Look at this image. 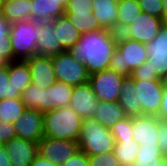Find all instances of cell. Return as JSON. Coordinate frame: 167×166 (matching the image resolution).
<instances>
[{
	"label": "cell",
	"mask_w": 167,
	"mask_h": 166,
	"mask_svg": "<svg viewBox=\"0 0 167 166\" xmlns=\"http://www.w3.org/2000/svg\"><path fill=\"white\" fill-rule=\"evenodd\" d=\"M43 116L45 137L78 142L83 118L70 106L53 109Z\"/></svg>",
	"instance_id": "7a4b0ae2"
},
{
	"label": "cell",
	"mask_w": 167,
	"mask_h": 166,
	"mask_svg": "<svg viewBox=\"0 0 167 166\" xmlns=\"http://www.w3.org/2000/svg\"><path fill=\"white\" fill-rule=\"evenodd\" d=\"M158 121L157 116L132 117L134 141L139 145L158 144Z\"/></svg>",
	"instance_id": "2e32d148"
},
{
	"label": "cell",
	"mask_w": 167,
	"mask_h": 166,
	"mask_svg": "<svg viewBox=\"0 0 167 166\" xmlns=\"http://www.w3.org/2000/svg\"><path fill=\"white\" fill-rule=\"evenodd\" d=\"M142 12L162 19L163 0H138Z\"/></svg>",
	"instance_id": "e575fe53"
},
{
	"label": "cell",
	"mask_w": 167,
	"mask_h": 166,
	"mask_svg": "<svg viewBox=\"0 0 167 166\" xmlns=\"http://www.w3.org/2000/svg\"><path fill=\"white\" fill-rule=\"evenodd\" d=\"M16 137L14 123L0 121V141L4 144Z\"/></svg>",
	"instance_id": "f35d334b"
},
{
	"label": "cell",
	"mask_w": 167,
	"mask_h": 166,
	"mask_svg": "<svg viewBox=\"0 0 167 166\" xmlns=\"http://www.w3.org/2000/svg\"><path fill=\"white\" fill-rule=\"evenodd\" d=\"M157 117L161 121L167 122V87H164L162 103Z\"/></svg>",
	"instance_id": "7bdbcfd3"
},
{
	"label": "cell",
	"mask_w": 167,
	"mask_h": 166,
	"mask_svg": "<svg viewBox=\"0 0 167 166\" xmlns=\"http://www.w3.org/2000/svg\"><path fill=\"white\" fill-rule=\"evenodd\" d=\"M115 142H124L127 139H134L132 117H126L115 123L110 129Z\"/></svg>",
	"instance_id": "1f68e13d"
},
{
	"label": "cell",
	"mask_w": 167,
	"mask_h": 166,
	"mask_svg": "<svg viewBox=\"0 0 167 166\" xmlns=\"http://www.w3.org/2000/svg\"><path fill=\"white\" fill-rule=\"evenodd\" d=\"M0 166H12L5 147L0 149Z\"/></svg>",
	"instance_id": "f6af8a7d"
},
{
	"label": "cell",
	"mask_w": 167,
	"mask_h": 166,
	"mask_svg": "<svg viewBox=\"0 0 167 166\" xmlns=\"http://www.w3.org/2000/svg\"><path fill=\"white\" fill-rule=\"evenodd\" d=\"M12 23L8 22L0 9V38L9 37Z\"/></svg>",
	"instance_id": "b9f144b4"
},
{
	"label": "cell",
	"mask_w": 167,
	"mask_h": 166,
	"mask_svg": "<svg viewBox=\"0 0 167 166\" xmlns=\"http://www.w3.org/2000/svg\"><path fill=\"white\" fill-rule=\"evenodd\" d=\"M4 147V144L0 141V149Z\"/></svg>",
	"instance_id": "f907efd6"
},
{
	"label": "cell",
	"mask_w": 167,
	"mask_h": 166,
	"mask_svg": "<svg viewBox=\"0 0 167 166\" xmlns=\"http://www.w3.org/2000/svg\"><path fill=\"white\" fill-rule=\"evenodd\" d=\"M98 103L89 82L74 86L69 106L83 119L94 117Z\"/></svg>",
	"instance_id": "4fadbf2b"
},
{
	"label": "cell",
	"mask_w": 167,
	"mask_h": 166,
	"mask_svg": "<svg viewBox=\"0 0 167 166\" xmlns=\"http://www.w3.org/2000/svg\"><path fill=\"white\" fill-rule=\"evenodd\" d=\"M63 52L65 50L57 40L56 32H54L53 20L42 21L37 38V55L53 57Z\"/></svg>",
	"instance_id": "e0dca14e"
},
{
	"label": "cell",
	"mask_w": 167,
	"mask_h": 166,
	"mask_svg": "<svg viewBox=\"0 0 167 166\" xmlns=\"http://www.w3.org/2000/svg\"><path fill=\"white\" fill-rule=\"evenodd\" d=\"M161 79H162L164 87H167V74L163 76Z\"/></svg>",
	"instance_id": "c3c4849f"
},
{
	"label": "cell",
	"mask_w": 167,
	"mask_h": 166,
	"mask_svg": "<svg viewBox=\"0 0 167 166\" xmlns=\"http://www.w3.org/2000/svg\"><path fill=\"white\" fill-rule=\"evenodd\" d=\"M26 110L21 98L0 100V121L15 123Z\"/></svg>",
	"instance_id": "f1b7e54d"
},
{
	"label": "cell",
	"mask_w": 167,
	"mask_h": 166,
	"mask_svg": "<svg viewBox=\"0 0 167 166\" xmlns=\"http://www.w3.org/2000/svg\"><path fill=\"white\" fill-rule=\"evenodd\" d=\"M31 19L38 22L55 20L65 15L66 7L60 0H31Z\"/></svg>",
	"instance_id": "ffe728a7"
},
{
	"label": "cell",
	"mask_w": 167,
	"mask_h": 166,
	"mask_svg": "<svg viewBox=\"0 0 167 166\" xmlns=\"http://www.w3.org/2000/svg\"><path fill=\"white\" fill-rule=\"evenodd\" d=\"M113 152L121 166H131L134 164L137 153L139 152V144L134 139L115 142Z\"/></svg>",
	"instance_id": "f546056e"
},
{
	"label": "cell",
	"mask_w": 167,
	"mask_h": 166,
	"mask_svg": "<svg viewBox=\"0 0 167 166\" xmlns=\"http://www.w3.org/2000/svg\"><path fill=\"white\" fill-rule=\"evenodd\" d=\"M12 166H30L38 154V143L14 137L4 143Z\"/></svg>",
	"instance_id": "9a60e30c"
},
{
	"label": "cell",
	"mask_w": 167,
	"mask_h": 166,
	"mask_svg": "<svg viewBox=\"0 0 167 166\" xmlns=\"http://www.w3.org/2000/svg\"><path fill=\"white\" fill-rule=\"evenodd\" d=\"M31 72V83L41 89H47L57 80L52 57L34 55L25 60Z\"/></svg>",
	"instance_id": "5bb4252c"
},
{
	"label": "cell",
	"mask_w": 167,
	"mask_h": 166,
	"mask_svg": "<svg viewBox=\"0 0 167 166\" xmlns=\"http://www.w3.org/2000/svg\"><path fill=\"white\" fill-rule=\"evenodd\" d=\"M52 62L57 81L73 87L89 81L90 74L85 64L74 57L70 51L53 56Z\"/></svg>",
	"instance_id": "8992f818"
},
{
	"label": "cell",
	"mask_w": 167,
	"mask_h": 166,
	"mask_svg": "<svg viewBox=\"0 0 167 166\" xmlns=\"http://www.w3.org/2000/svg\"><path fill=\"white\" fill-rule=\"evenodd\" d=\"M2 2L3 0H0V9H2Z\"/></svg>",
	"instance_id": "816d5d0a"
},
{
	"label": "cell",
	"mask_w": 167,
	"mask_h": 166,
	"mask_svg": "<svg viewBox=\"0 0 167 166\" xmlns=\"http://www.w3.org/2000/svg\"><path fill=\"white\" fill-rule=\"evenodd\" d=\"M74 87L67 83L56 81L47 88V104L50 111L57 108L69 106Z\"/></svg>",
	"instance_id": "d4e9b609"
},
{
	"label": "cell",
	"mask_w": 167,
	"mask_h": 166,
	"mask_svg": "<svg viewBox=\"0 0 167 166\" xmlns=\"http://www.w3.org/2000/svg\"><path fill=\"white\" fill-rule=\"evenodd\" d=\"M60 1H62V4L66 7L70 0H60Z\"/></svg>",
	"instance_id": "681fc988"
},
{
	"label": "cell",
	"mask_w": 167,
	"mask_h": 166,
	"mask_svg": "<svg viewBox=\"0 0 167 166\" xmlns=\"http://www.w3.org/2000/svg\"><path fill=\"white\" fill-rule=\"evenodd\" d=\"M26 109L38 110L45 113L50 111V104H47V89H41L31 84L21 94Z\"/></svg>",
	"instance_id": "484cf974"
},
{
	"label": "cell",
	"mask_w": 167,
	"mask_h": 166,
	"mask_svg": "<svg viewBox=\"0 0 167 166\" xmlns=\"http://www.w3.org/2000/svg\"><path fill=\"white\" fill-rule=\"evenodd\" d=\"M41 22L34 19L20 20L12 23L9 40L14 57L26 60L37 55V38Z\"/></svg>",
	"instance_id": "5b68a950"
},
{
	"label": "cell",
	"mask_w": 167,
	"mask_h": 166,
	"mask_svg": "<svg viewBox=\"0 0 167 166\" xmlns=\"http://www.w3.org/2000/svg\"><path fill=\"white\" fill-rule=\"evenodd\" d=\"M53 28L57 40L65 51H70L80 39L81 33L73 26L66 15L53 20Z\"/></svg>",
	"instance_id": "44dd1931"
},
{
	"label": "cell",
	"mask_w": 167,
	"mask_h": 166,
	"mask_svg": "<svg viewBox=\"0 0 167 166\" xmlns=\"http://www.w3.org/2000/svg\"><path fill=\"white\" fill-rule=\"evenodd\" d=\"M159 166H167V155H165L159 163Z\"/></svg>",
	"instance_id": "7dc6e473"
},
{
	"label": "cell",
	"mask_w": 167,
	"mask_h": 166,
	"mask_svg": "<svg viewBox=\"0 0 167 166\" xmlns=\"http://www.w3.org/2000/svg\"><path fill=\"white\" fill-rule=\"evenodd\" d=\"M60 166H89L88 156L85 153L78 151Z\"/></svg>",
	"instance_id": "60d3db41"
},
{
	"label": "cell",
	"mask_w": 167,
	"mask_h": 166,
	"mask_svg": "<svg viewBox=\"0 0 167 166\" xmlns=\"http://www.w3.org/2000/svg\"><path fill=\"white\" fill-rule=\"evenodd\" d=\"M158 145L161 152L167 155V122L158 121Z\"/></svg>",
	"instance_id": "ab89813d"
},
{
	"label": "cell",
	"mask_w": 167,
	"mask_h": 166,
	"mask_svg": "<svg viewBox=\"0 0 167 166\" xmlns=\"http://www.w3.org/2000/svg\"><path fill=\"white\" fill-rule=\"evenodd\" d=\"M164 156L158 144L139 145L136 160L131 166H159Z\"/></svg>",
	"instance_id": "83f0119b"
},
{
	"label": "cell",
	"mask_w": 167,
	"mask_h": 166,
	"mask_svg": "<svg viewBox=\"0 0 167 166\" xmlns=\"http://www.w3.org/2000/svg\"><path fill=\"white\" fill-rule=\"evenodd\" d=\"M65 15L81 34L102 29L92 13L65 12Z\"/></svg>",
	"instance_id": "4dcf8cb0"
},
{
	"label": "cell",
	"mask_w": 167,
	"mask_h": 166,
	"mask_svg": "<svg viewBox=\"0 0 167 166\" xmlns=\"http://www.w3.org/2000/svg\"><path fill=\"white\" fill-rule=\"evenodd\" d=\"M92 8L99 26L117 33L118 0H92Z\"/></svg>",
	"instance_id": "ac0fdd59"
},
{
	"label": "cell",
	"mask_w": 167,
	"mask_h": 166,
	"mask_svg": "<svg viewBox=\"0 0 167 166\" xmlns=\"http://www.w3.org/2000/svg\"><path fill=\"white\" fill-rule=\"evenodd\" d=\"M77 143L81 152L91 156L114 151L115 139L110 129L88 118L83 119Z\"/></svg>",
	"instance_id": "277c9868"
},
{
	"label": "cell",
	"mask_w": 167,
	"mask_h": 166,
	"mask_svg": "<svg viewBox=\"0 0 167 166\" xmlns=\"http://www.w3.org/2000/svg\"><path fill=\"white\" fill-rule=\"evenodd\" d=\"M163 26L164 22L161 18L142 12L120 34L130 40L148 44Z\"/></svg>",
	"instance_id": "ba28073f"
},
{
	"label": "cell",
	"mask_w": 167,
	"mask_h": 166,
	"mask_svg": "<svg viewBox=\"0 0 167 166\" xmlns=\"http://www.w3.org/2000/svg\"><path fill=\"white\" fill-rule=\"evenodd\" d=\"M97 108L93 118L108 129H111L115 123L127 117L118 101H99Z\"/></svg>",
	"instance_id": "7402d4cb"
},
{
	"label": "cell",
	"mask_w": 167,
	"mask_h": 166,
	"mask_svg": "<svg viewBox=\"0 0 167 166\" xmlns=\"http://www.w3.org/2000/svg\"><path fill=\"white\" fill-rule=\"evenodd\" d=\"M16 137L38 143L44 137V116L38 110L26 109L14 123Z\"/></svg>",
	"instance_id": "8fae6325"
},
{
	"label": "cell",
	"mask_w": 167,
	"mask_h": 166,
	"mask_svg": "<svg viewBox=\"0 0 167 166\" xmlns=\"http://www.w3.org/2000/svg\"><path fill=\"white\" fill-rule=\"evenodd\" d=\"M118 102L128 117L142 116V104L138 103L135 79L132 76L124 78Z\"/></svg>",
	"instance_id": "d6986e66"
},
{
	"label": "cell",
	"mask_w": 167,
	"mask_h": 166,
	"mask_svg": "<svg viewBox=\"0 0 167 166\" xmlns=\"http://www.w3.org/2000/svg\"><path fill=\"white\" fill-rule=\"evenodd\" d=\"M21 98V93L15 91L12 84L9 83V63L6 66L0 67V100Z\"/></svg>",
	"instance_id": "d6a6232c"
},
{
	"label": "cell",
	"mask_w": 167,
	"mask_h": 166,
	"mask_svg": "<svg viewBox=\"0 0 167 166\" xmlns=\"http://www.w3.org/2000/svg\"><path fill=\"white\" fill-rule=\"evenodd\" d=\"M89 166H121L113 151L88 156Z\"/></svg>",
	"instance_id": "836d02e7"
},
{
	"label": "cell",
	"mask_w": 167,
	"mask_h": 166,
	"mask_svg": "<svg viewBox=\"0 0 167 166\" xmlns=\"http://www.w3.org/2000/svg\"><path fill=\"white\" fill-rule=\"evenodd\" d=\"M126 76L111 69L90 75L89 83L99 101L115 102L119 100L121 84Z\"/></svg>",
	"instance_id": "52a82bcc"
},
{
	"label": "cell",
	"mask_w": 167,
	"mask_h": 166,
	"mask_svg": "<svg viewBox=\"0 0 167 166\" xmlns=\"http://www.w3.org/2000/svg\"><path fill=\"white\" fill-rule=\"evenodd\" d=\"M31 0H3L2 13L10 23L31 19Z\"/></svg>",
	"instance_id": "cb8c5ba5"
},
{
	"label": "cell",
	"mask_w": 167,
	"mask_h": 166,
	"mask_svg": "<svg viewBox=\"0 0 167 166\" xmlns=\"http://www.w3.org/2000/svg\"><path fill=\"white\" fill-rule=\"evenodd\" d=\"M117 38L116 32L107 29L84 33L70 52L85 64L88 73L92 75L109 69L117 48Z\"/></svg>",
	"instance_id": "6da1fadb"
},
{
	"label": "cell",
	"mask_w": 167,
	"mask_h": 166,
	"mask_svg": "<svg viewBox=\"0 0 167 166\" xmlns=\"http://www.w3.org/2000/svg\"><path fill=\"white\" fill-rule=\"evenodd\" d=\"M162 20L167 25V0H163Z\"/></svg>",
	"instance_id": "bcb514c9"
},
{
	"label": "cell",
	"mask_w": 167,
	"mask_h": 166,
	"mask_svg": "<svg viewBox=\"0 0 167 166\" xmlns=\"http://www.w3.org/2000/svg\"><path fill=\"white\" fill-rule=\"evenodd\" d=\"M80 151L79 144L71 140L43 137L38 142V154L60 166Z\"/></svg>",
	"instance_id": "30bf717a"
},
{
	"label": "cell",
	"mask_w": 167,
	"mask_h": 166,
	"mask_svg": "<svg viewBox=\"0 0 167 166\" xmlns=\"http://www.w3.org/2000/svg\"><path fill=\"white\" fill-rule=\"evenodd\" d=\"M16 60L11 49L9 37L0 38V67Z\"/></svg>",
	"instance_id": "d590c367"
},
{
	"label": "cell",
	"mask_w": 167,
	"mask_h": 166,
	"mask_svg": "<svg viewBox=\"0 0 167 166\" xmlns=\"http://www.w3.org/2000/svg\"><path fill=\"white\" fill-rule=\"evenodd\" d=\"M138 103L142 104V116H158L164 85L162 80L135 79Z\"/></svg>",
	"instance_id": "9c48e42d"
},
{
	"label": "cell",
	"mask_w": 167,
	"mask_h": 166,
	"mask_svg": "<svg viewBox=\"0 0 167 166\" xmlns=\"http://www.w3.org/2000/svg\"><path fill=\"white\" fill-rule=\"evenodd\" d=\"M65 12L92 13V0H70Z\"/></svg>",
	"instance_id": "74e56055"
},
{
	"label": "cell",
	"mask_w": 167,
	"mask_h": 166,
	"mask_svg": "<svg viewBox=\"0 0 167 166\" xmlns=\"http://www.w3.org/2000/svg\"><path fill=\"white\" fill-rule=\"evenodd\" d=\"M147 63L162 78L167 74V25L161 28L156 37L146 44Z\"/></svg>",
	"instance_id": "7c38bea8"
},
{
	"label": "cell",
	"mask_w": 167,
	"mask_h": 166,
	"mask_svg": "<svg viewBox=\"0 0 167 166\" xmlns=\"http://www.w3.org/2000/svg\"><path fill=\"white\" fill-rule=\"evenodd\" d=\"M9 83L15 91L21 94L31 83V72L25 60H16L9 63Z\"/></svg>",
	"instance_id": "603a6c76"
},
{
	"label": "cell",
	"mask_w": 167,
	"mask_h": 166,
	"mask_svg": "<svg viewBox=\"0 0 167 166\" xmlns=\"http://www.w3.org/2000/svg\"><path fill=\"white\" fill-rule=\"evenodd\" d=\"M134 79L141 80H162L147 62L136 68L131 75Z\"/></svg>",
	"instance_id": "8d00e7d4"
},
{
	"label": "cell",
	"mask_w": 167,
	"mask_h": 166,
	"mask_svg": "<svg viewBox=\"0 0 167 166\" xmlns=\"http://www.w3.org/2000/svg\"><path fill=\"white\" fill-rule=\"evenodd\" d=\"M30 166H58L57 164L52 163L50 160L42 157L37 154L34 158V161L30 164Z\"/></svg>",
	"instance_id": "ee69618b"
},
{
	"label": "cell",
	"mask_w": 167,
	"mask_h": 166,
	"mask_svg": "<svg viewBox=\"0 0 167 166\" xmlns=\"http://www.w3.org/2000/svg\"><path fill=\"white\" fill-rule=\"evenodd\" d=\"M147 59L146 44L130 40L118 33L117 48L111 58L109 69L124 76H131Z\"/></svg>",
	"instance_id": "3957f363"
},
{
	"label": "cell",
	"mask_w": 167,
	"mask_h": 166,
	"mask_svg": "<svg viewBox=\"0 0 167 166\" xmlns=\"http://www.w3.org/2000/svg\"><path fill=\"white\" fill-rule=\"evenodd\" d=\"M141 13L142 9L138 0H118L117 34Z\"/></svg>",
	"instance_id": "4316f807"
}]
</instances>
